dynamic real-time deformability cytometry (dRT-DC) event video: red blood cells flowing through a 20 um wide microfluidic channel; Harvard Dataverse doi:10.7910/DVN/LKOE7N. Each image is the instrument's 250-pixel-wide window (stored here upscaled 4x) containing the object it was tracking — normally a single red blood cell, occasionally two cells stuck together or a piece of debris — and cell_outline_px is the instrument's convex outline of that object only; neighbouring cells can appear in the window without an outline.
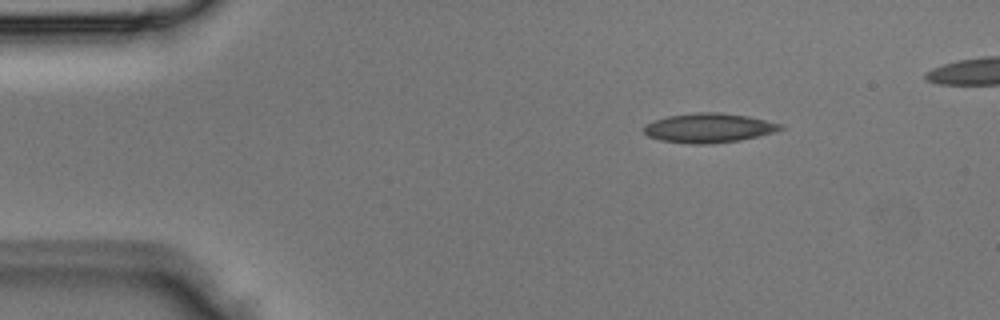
{"species": "Egyptian fruit bat (a non-hibernating species)", "species_latin": "Rousettus aegyptiacus", "temperature_condition": "room temperature", "stored_images_in_passage": 3, "camera_frame_rate_fps": 3000, "um_per_image_px": 0.085, "animal": {"sex": "male"}, "frame": {"image": 1, "passage_image": 1, "time_ms": 0.0, "image_size_px": [1000, 320], "cell_outline_px": [[784, 128], [772, 132], [740, 140], [712, 144], [688, 144], [660, 140], [648, 136], [640, 128], [644, 124], [652, 120], [668, 116], [696, 112], [720, 112], [744, 116], [784, 124]], "centroid_in_image_um": [60.16, 10.88], "position_along_channel_um": 24.8, "area_um2": 23.47}}